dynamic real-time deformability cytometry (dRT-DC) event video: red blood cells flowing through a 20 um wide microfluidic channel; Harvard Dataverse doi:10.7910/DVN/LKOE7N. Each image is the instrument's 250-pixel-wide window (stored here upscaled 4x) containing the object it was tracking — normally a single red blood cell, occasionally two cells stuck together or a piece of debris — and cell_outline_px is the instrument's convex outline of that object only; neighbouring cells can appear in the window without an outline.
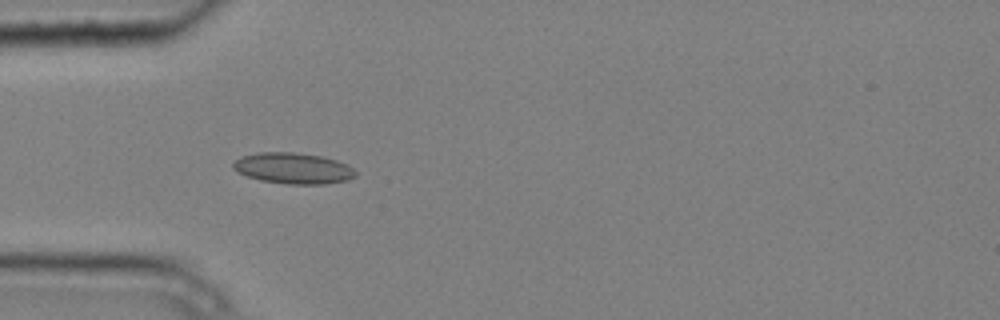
{"species": "common noctule bat (a hibernating species)", "species_latin": "Nyctalus noctula", "temperature_condition": "cold", "stored_images_in_passage": 5, "camera_frame_rate_fps": 3000, "um_per_image_px": 0.085, "animal": {"sex": "male", "body_mass_g": 20.4}, "frame": {"image": 1, "passage_image": 4, "time_ms": 1.0, "image_size_px": [1000, 320], "cell_outline_px": [[356, 176], [348, 180], [324, 184], [288, 184], [260, 180], [236, 172], [232, 168], [232, 164], [236, 160], [244, 156], [256, 152], [292, 152], [324, 156], [348, 164], [356, 172]], "centroid_in_image_um": [24.93, 14.3], "position_along_channel_um": 60.1, "area_um2": 22.2}}
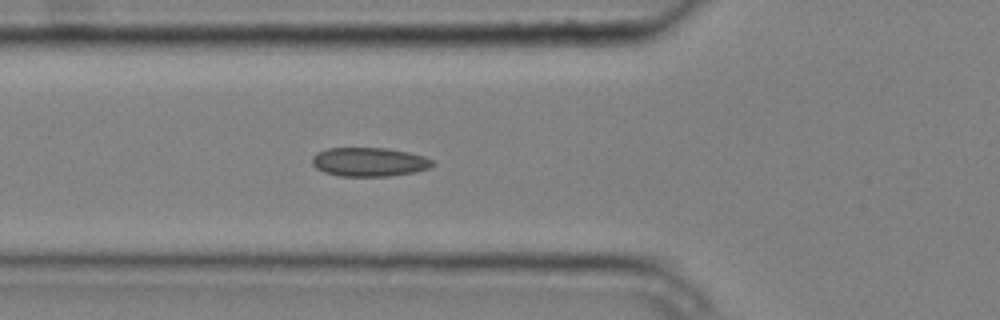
{"frame": {"image": 2, "passage_image": 5, "time_ms": 1.333, "image_size_px": [1000, 320], "cell_outline_px": [[436, 164], [428, 168], [412, 172], [388, 176], [340, 176], [324, 172], [316, 168], [312, 164], [312, 156], [328, 148], [388, 148], [408, 152], [424, 156], [432, 160]], "centroid_in_image_um": [31.38, 13.76], "position_along_channel_um": 94.4, "area_um2": 20.17}}